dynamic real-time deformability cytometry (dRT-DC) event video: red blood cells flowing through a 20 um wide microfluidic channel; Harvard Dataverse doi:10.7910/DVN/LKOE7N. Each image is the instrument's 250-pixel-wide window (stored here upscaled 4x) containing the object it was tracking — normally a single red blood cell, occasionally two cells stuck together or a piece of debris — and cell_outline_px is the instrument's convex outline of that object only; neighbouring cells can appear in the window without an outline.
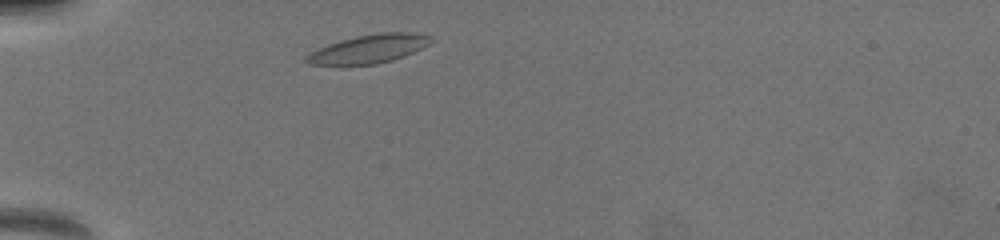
{"species": "common noctule bat (a hibernating species)", "species_latin": "Nyctalus noctula", "temperature_condition": "warm", "stored_images_in_passage": 9, "camera_frame_rate_fps": 3000, "um_per_image_px": 0.085, "animal": {"sex": "female", "body_mass_g": 19.5, "forearm_length_mm": 54.1}, "frame": {"image": 1, "passage_image": 1, "time_ms": 0.0, "image_size_px": [1000, 240], "cell_outline_px": [[432, 40], [428, 44], [404, 56], [392, 60], [376, 64], [308, 64], [304, 60], [304, 56], [328, 44], [340, 40], [356, 36], [380, 32], [416, 32], [432, 36]], "centroid_in_image_um": [31.37, 4.13], "position_along_channel_um": 53.6, "area_um2": 20.46}}
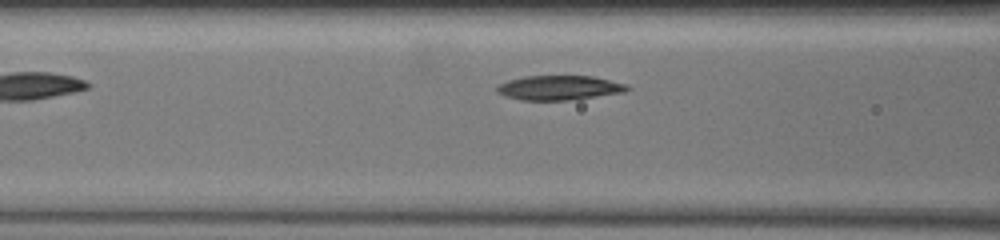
{"frame": {"image": 2, "passage_image": 3, "time_ms": 0.667, "image_size_px": [1000, 240], "cell_outline_px": [[632, 88], [624, 92], [568, 100], [520, 100], [496, 92], [496, 88], [500, 84], [508, 80], [524, 76], [592, 76], [624, 84]], "centroid_in_image_um": [47.51, 7.45], "position_along_channel_um": 119.1, "area_um2": 18.32}}
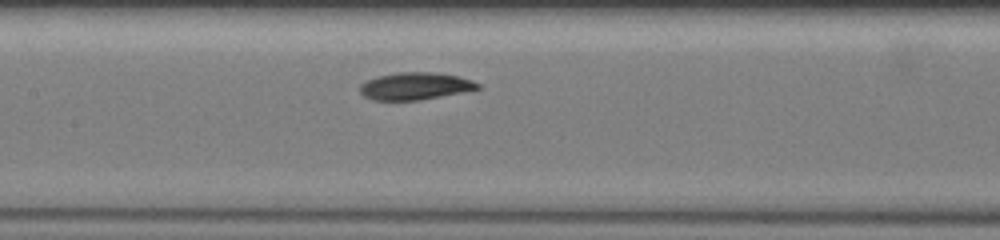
{"frame": {"image": 3, "passage_image": 6, "time_ms": 2.0, "image_size_px": [1000, 240], "cell_outline_px": [[480, 88], [420, 100], [372, 100], [364, 96], [360, 92], [360, 84], [376, 76], [396, 72], [436, 72], [460, 76], [472, 80], [480, 84]], "centroid_in_image_um": [35.27, 7.3], "position_along_channel_um": 172.1, "area_um2": 18.73}}